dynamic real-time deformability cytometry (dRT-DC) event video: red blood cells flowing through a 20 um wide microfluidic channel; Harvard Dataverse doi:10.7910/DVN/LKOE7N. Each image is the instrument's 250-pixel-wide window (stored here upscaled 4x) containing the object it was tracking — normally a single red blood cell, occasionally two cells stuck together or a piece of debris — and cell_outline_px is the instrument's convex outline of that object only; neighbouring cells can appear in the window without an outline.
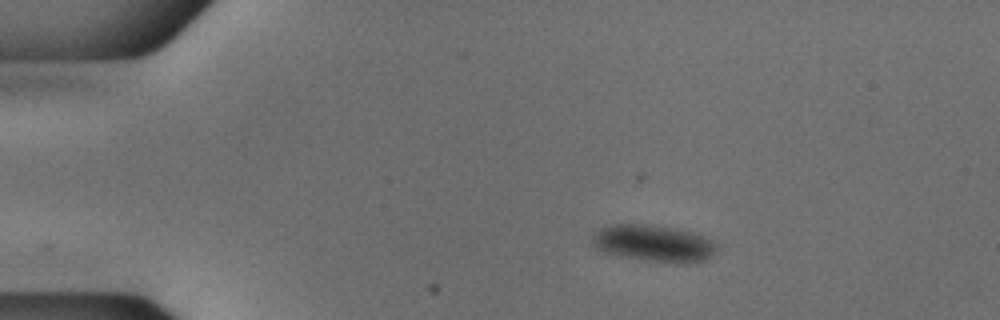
{"species": "common noctule bat (a hibernating species)", "species_latin": "Nyctalus noctula", "temperature_condition": "cold", "stored_images_in_passage": 45, "camera_frame_rate_fps": 3000, "um_per_image_px": 0.085, "animal": {"sex": "male", "body_mass_g": 18.8}, "frame": {"image": 1, "passage_image": 1, "time_ms": 0.0, "image_size_px": [1000, 320], "cell_outline_px": [[720, 248], [712, 256], [704, 260], [684, 264], [676, 264], [620, 256], [604, 252], [596, 248], [592, 244], [592, 236], [600, 228], [608, 224], [652, 224], [696, 232], [720, 244]], "centroid_in_image_um": [55.63, 20.68], "position_along_channel_um": 29.4, "area_um2": 27.28}}
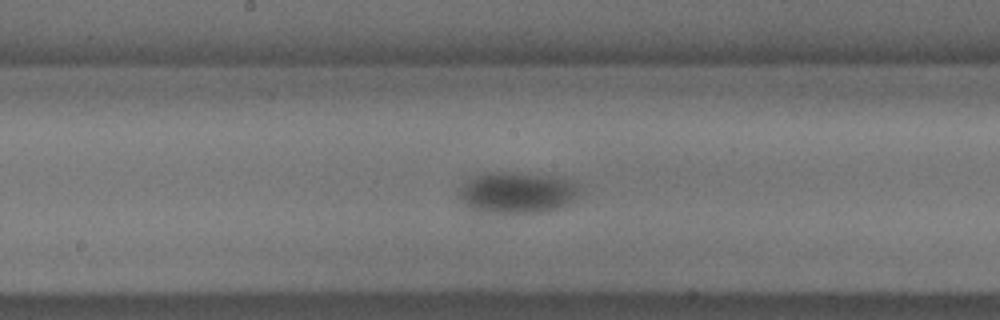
{"frame": {"image": 2, "passage_image": 20, "time_ms": 6.333, "image_size_px": [1000, 320], "cell_outline_px": [[580, 188], [576, 196], [568, 204], [560, 208], [548, 212], [480, 212], [472, 208], [460, 200], [460, 188], [468, 176], [488, 172], [496, 172], [548, 176], [568, 180], [576, 184]], "centroid_in_image_um": [43.91, 16.38], "position_along_channel_um": 204.3, "area_um2": 28.61}}
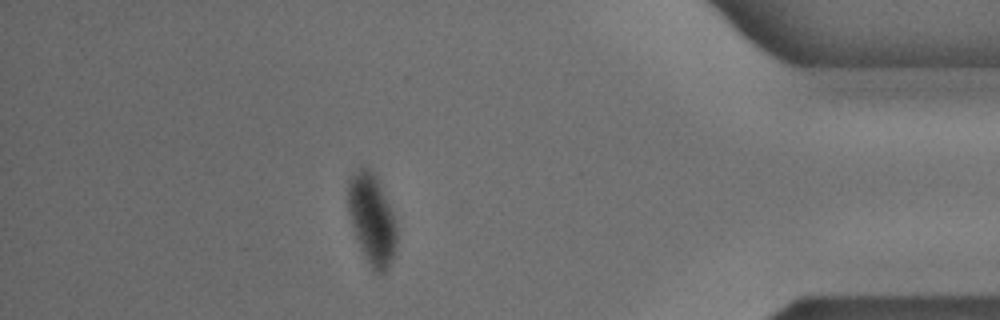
{"frame": {"image": 3, "passage_image": 39, "time_ms": 12.667, "image_size_px": [1000, 320], "cell_outline_px": [[396, 244], [392, 260], [388, 268], [380, 276], [368, 264], [360, 248], [352, 228], [348, 212], [348, 176], [360, 168], [368, 168], [380, 180], [396, 220]], "centroid_in_image_um": [31.61, 18.63], "position_along_channel_um": 403.6, "area_um2": 26.13}, "authors_computed_cell_mechanics": {"area_um2": 28.2064, "velocity_mm_per_s": 3.7468, "shape_relaxation_time_tau1_ms": 4.1789, "shape_relaxation_time_tau2_ms": null, "deformation_change_tau1": 0.0873, "deformation_change_tau2": null}}